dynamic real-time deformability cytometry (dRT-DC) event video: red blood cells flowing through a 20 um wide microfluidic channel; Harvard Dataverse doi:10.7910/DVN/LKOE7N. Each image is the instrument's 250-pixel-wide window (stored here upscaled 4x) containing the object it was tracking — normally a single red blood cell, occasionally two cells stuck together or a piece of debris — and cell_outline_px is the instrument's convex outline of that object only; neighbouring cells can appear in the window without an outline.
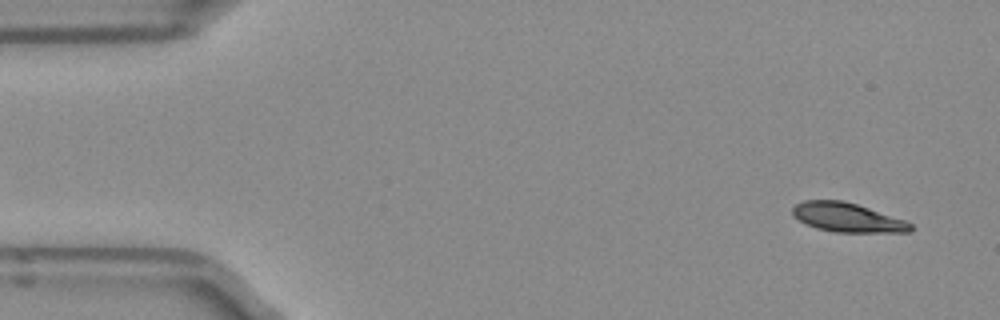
{"species": "Egyptian fruit bat (a non-hibernating species)", "species_latin": "Rousettus aegyptiacus", "temperature_condition": "room temperature", "stored_images_in_passage": 4, "camera_frame_rate_fps": 3000, "um_per_image_px": 0.085, "frame": {"image": 1, "passage_image": 1, "time_ms": 0.0, "image_size_px": [1000, 320], "cell_outline_px": [[912, 232], [836, 232], [816, 228], [804, 224], [792, 216], [792, 208], [796, 204], [804, 200], [840, 200], [856, 204], [904, 220], [912, 224]], "centroid_in_image_um": [71.97, 18.49], "position_along_channel_um": 13.0, "area_um2": 19.94}}
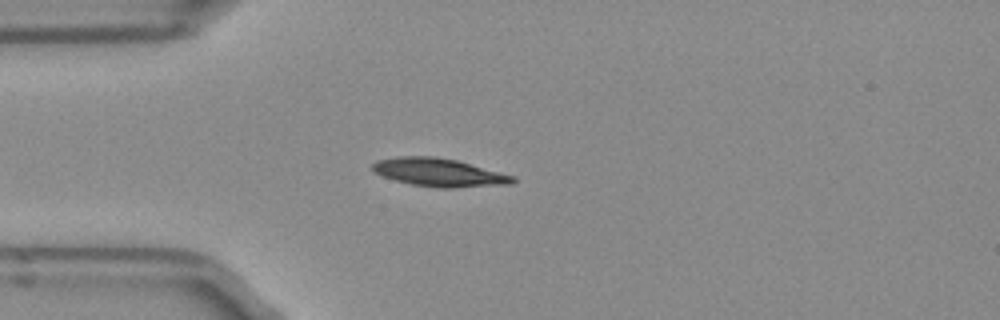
{"frame": {"image": 2, "passage_image": 4, "time_ms": 1.0, "image_size_px": [1000, 320], "cell_outline_px": [[516, 180], [512, 184], [452, 188], [440, 188], [412, 184], [396, 180], [372, 172], [372, 164], [376, 160], [396, 156], [436, 156], [456, 160], [516, 176]], "centroid_in_image_um": [37.32, 14.65], "position_along_channel_um": 47.7, "area_um2": 23.12}}